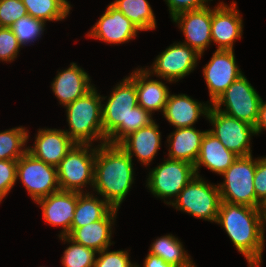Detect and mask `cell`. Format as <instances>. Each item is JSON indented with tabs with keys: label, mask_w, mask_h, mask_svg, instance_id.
<instances>
[{
	"label": "cell",
	"mask_w": 266,
	"mask_h": 267,
	"mask_svg": "<svg viewBox=\"0 0 266 267\" xmlns=\"http://www.w3.org/2000/svg\"><path fill=\"white\" fill-rule=\"evenodd\" d=\"M171 21L184 34L185 40L181 43L191 47L202 57L212 43L210 6L181 12L171 18Z\"/></svg>",
	"instance_id": "16"
},
{
	"label": "cell",
	"mask_w": 266,
	"mask_h": 267,
	"mask_svg": "<svg viewBox=\"0 0 266 267\" xmlns=\"http://www.w3.org/2000/svg\"><path fill=\"white\" fill-rule=\"evenodd\" d=\"M234 152L228 150L209 130L204 135L198 158L195 162V172L200 176L201 166L212 173L223 174L238 158Z\"/></svg>",
	"instance_id": "24"
},
{
	"label": "cell",
	"mask_w": 266,
	"mask_h": 267,
	"mask_svg": "<svg viewBox=\"0 0 266 267\" xmlns=\"http://www.w3.org/2000/svg\"><path fill=\"white\" fill-rule=\"evenodd\" d=\"M148 250L176 267H197L188 250H185L183 242L172 234L158 237Z\"/></svg>",
	"instance_id": "27"
},
{
	"label": "cell",
	"mask_w": 266,
	"mask_h": 267,
	"mask_svg": "<svg viewBox=\"0 0 266 267\" xmlns=\"http://www.w3.org/2000/svg\"><path fill=\"white\" fill-rule=\"evenodd\" d=\"M206 102L195 100L187 94L169 93L162 115L174 129L194 127L200 116L207 118L211 104Z\"/></svg>",
	"instance_id": "21"
},
{
	"label": "cell",
	"mask_w": 266,
	"mask_h": 267,
	"mask_svg": "<svg viewBox=\"0 0 266 267\" xmlns=\"http://www.w3.org/2000/svg\"><path fill=\"white\" fill-rule=\"evenodd\" d=\"M206 120L213 126L208 129L228 150L237 156L252 154L251 138L255 136V127L215 109L212 105Z\"/></svg>",
	"instance_id": "11"
},
{
	"label": "cell",
	"mask_w": 266,
	"mask_h": 267,
	"mask_svg": "<svg viewBox=\"0 0 266 267\" xmlns=\"http://www.w3.org/2000/svg\"><path fill=\"white\" fill-rule=\"evenodd\" d=\"M17 160H0V203L16 183Z\"/></svg>",
	"instance_id": "36"
},
{
	"label": "cell",
	"mask_w": 266,
	"mask_h": 267,
	"mask_svg": "<svg viewBox=\"0 0 266 267\" xmlns=\"http://www.w3.org/2000/svg\"><path fill=\"white\" fill-rule=\"evenodd\" d=\"M256 170V158L253 155L239 156L235 162L223 173L222 183L219 186L221 201L245 205L252 208H260L261 204L256 200L254 189V176Z\"/></svg>",
	"instance_id": "6"
},
{
	"label": "cell",
	"mask_w": 266,
	"mask_h": 267,
	"mask_svg": "<svg viewBox=\"0 0 266 267\" xmlns=\"http://www.w3.org/2000/svg\"><path fill=\"white\" fill-rule=\"evenodd\" d=\"M110 92L109 96H101L103 132L108 144H118L130 133L156 120L138 105L136 84L129 76L119 81Z\"/></svg>",
	"instance_id": "1"
},
{
	"label": "cell",
	"mask_w": 266,
	"mask_h": 267,
	"mask_svg": "<svg viewBox=\"0 0 266 267\" xmlns=\"http://www.w3.org/2000/svg\"><path fill=\"white\" fill-rule=\"evenodd\" d=\"M91 82L89 74L77 63L72 62L68 68L57 71L51 83V90L59 104L65 107L89 92L95 86Z\"/></svg>",
	"instance_id": "19"
},
{
	"label": "cell",
	"mask_w": 266,
	"mask_h": 267,
	"mask_svg": "<svg viewBox=\"0 0 266 267\" xmlns=\"http://www.w3.org/2000/svg\"><path fill=\"white\" fill-rule=\"evenodd\" d=\"M261 101V96L243 74L228 86L212 106L228 116L255 126Z\"/></svg>",
	"instance_id": "9"
},
{
	"label": "cell",
	"mask_w": 266,
	"mask_h": 267,
	"mask_svg": "<svg viewBox=\"0 0 266 267\" xmlns=\"http://www.w3.org/2000/svg\"><path fill=\"white\" fill-rule=\"evenodd\" d=\"M77 199L78 192L60 190L35 202L41 208L42 218L46 224L61 227L58 237L71 233Z\"/></svg>",
	"instance_id": "17"
},
{
	"label": "cell",
	"mask_w": 266,
	"mask_h": 267,
	"mask_svg": "<svg viewBox=\"0 0 266 267\" xmlns=\"http://www.w3.org/2000/svg\"><path fill=\"white\" fill-rule=\"evenodd\" d=\"M206 132L207 130L201 131L196 127L176 128L168 135L166 140L168 143L167 158L182 160L195 165Z\"/></svg>",
	"instance_id": "25"
},
{
	"label": "cell",
	"mask_w": 266,
	"mask_h": 267,
	"mask_svg": "<svg viewBox=\"0 0 266 267\" xmlns=\"http://www.w3.org/2000/svg\"><path fill=\"white\" fill-rule=\"evenodd\" d=\"M133 161L118 144L96 146L92 190L112 208L120 209L134 183Z\"/></svg>",
	"instance_id": "3"
},
{
	"label": "cell",
	"mask_w": 266,
	"mask_h": 267,
	"mask_svg": "<svg viewBox=\"0 0 266 267\" xmlns=\"http://www.w3.org/2000/svg\"><path fill=\"white\" fill-rule=\"evenodd\" d=\"M94 192H78L77 205L72 220L71 232L75 228L101 220L112 207Z\"/></svg>",
	"instance_id": "26"
},
{
	"label": "cell",
	"mask_w": 266,
	"mask_h": 267,
	"mask_svg": "<svg viewBox=\"0 0 266 267\" xmlns=\"http://www.w3.org/2000/svg\"><path fill=\"white\" fill-rule=\"evenodd\" d=\"M136 84V92L138 98V105L150 112L152 115L157 112L164 111L166 102L171 92L166 83L162 79H153L151 73L139 66L128 75Z\"/></svg>",
	"instance_id": "20"
},
{
	"label": "cell",
	"mask_w": 266,
	"mask_h": 267,
	"mask_svg": "<svg viewBox=\"0 0 266 267\" xmlns=\"http://www.w3.org/2000/svg\"><path fill=\"white\" fill-rule=\"evenodd\" d=\"M110 248L97 252L94 267H136L131 262L129 250L109 251Z\"/></svg>",
	"instance_id": "33"
},
{
	"label": "cell",
	"mask_w": 266,
	"mask_h": 267,
	"mask_svg": "<svg viewBox=\"0 0 266 267\" xmlns=\"http://www.w3.org/2000/svg\"><path fill=\"white\" fill-rule=\"evenodd\" d=\"M216 223L220 225L248 267H261L265 227L260 208L221 201Z\"/></svg>",
	"instance_id": "2"
},
{
	"label": "cell",
	"mask_w": 266,
	"mask_h": 267,
	"mask_svg": "<svg viewBox=\"0 0 266 267\" xmlns=\"http://www.w3.org/2000/svg\"><path fill=\"white\" fill-rule=\"evenodd\" d=\"M110 4L131 20L141 32L156 29V17L147 0H114Z\"/></svg>",
	"instance_id": "28"
},
{
	"label": "cell",
	"mask_w": 266,
	"mask_h": 267,
	"mask_svg": "<svg viewBox=\"0 0 266 267\" xmlns=\"http://www.w3.org/2000/svg\"><path fill=\"white\" fill-rule=\"evenodd\" d=\"M202 74L206 82L212 105L219 96L244 73L236 62L234 50H215L204 65Z\"/></svg>",
	"instance_id": "13"
},
{
	"label": "cell",
	"mask_w": 266,
	"mask_h": 267,
	"mask_svg": "<svg viewBox=\"0 0 266 267\" xmlns=\"http://www.w3.org/2000/svg\"><path fill=\"white\" fill-rule=\"evenodd\" d=\"M22 2L28 15L45 23L65 20L72 10L68 0H22Z\"/></svg>",
	"instance_id": "29"
},
{
	"label": "cell",
	"mask_w": 266,
	"mask_h": 267,
	"mask_svg": "<svg viewBox=\"0 0 266 267\" xmlns=\"http://www.w3.org/2000/svg\"><path fill=\"white\" fill-rule=\"evenodd\" d=\"M118 211L119 209L112 208L101 220L75 228L68 237L96 252L109 248L115 244L111 237Z\"/></svg>",
	"instance_id": "23"
},
{
	"label": "cell",
	"mask_w": 266,
	"mask_h": 267,
	"mask_svg": "<svg viewBox=\"0 0 266 267\" xmlns=\"http://www.w3.org/2000/svg\"><path fill=\"white\" fill-rule=\"evenodd\" d=\"M161 132L154 121L123 138L118 145L130 156L138 159L140 164L150 167L161 148Z\"/></svg>",
	"instance_id": "22"
},
{
	"label": "cell",
	"mask_w": 266,
	"mask_h": 267,
	"mask_svg": "<svg viewBox=\"0 0 266 267\" xmlns=\"http://www.w3.org/2000/svg\"><path fill=\"white\" fill-rule=\"evenodd\" d=\"M208 182L201 175H196L170 206L197 219L216 223L221 203L219 186Z\"/></svg>",
	"instance_id": "5"
},
{
	"label": "cell",
	"mask_w": 266,
	"mask_h": 267,
	"mask_svg": "<svg viewBox=\"0 0 266 267\" xmlns=\"http://www.w3.org/2000/svg\"><path fill=\"white\" fill-rule=\"evenodd\" d=\"M139 31L141 30L131 20L109 4L86 37L110 45H119L134 40Z\"/></svg>",
	"instance_id": "15"
},
{
	"label": "cell",
	"mask_w": 266,
	"mask_h": 267,
	"mask_svg": "<svg viewBox=\"0 0 266 267\" xmlns=\"http://www.w3.org/2000/svg\"><path fill=\"white\" fill-rule=\"evenodd\" d=\"M195 176V167L191 163L164 158L162 163L150 169L145 186L148 192L169 206Z\"/></svg>",
	"instance_id": "8"
},
{
	"label": "cell",
	"mask_w": 266,
	"mask_h": 267,
	"mask_svg": "<svg viewBox=\"0 0 266 267\" xmlns=\"http://www.w3.org/2000/svg\"><path fill=\"white\" fill-rule=\"evenodd\" d=\"M168 6L170 17L191 10H198L208 6L213 0H164Z\"/></svg>",
	"instance_id": "38"
},
{
	"label": "cell",
	"mask_w": 266,
	"mask_h": 267,
	"mask_svg": "<svg viewBox=\"0 0 266 267\" xmlns=\"http://www.w3.org/2000/svg\"><path fill=\"white\" fill-rule=\"evenodd\" d=\"M29 131L17 126L0 131V160H18L27 152Z\"/></svg>",
	"instance_id": "30"
},
{
	"label": "cell",
	"mask_w": 266,
	"mask_h": 267,
	"mask_svg": "<svg viewBox=\"0 0 266 267\" xmlns=\"http://www.w3.org/2000/svg\"><path fill=\"white\" fill-rule=\"evenodd\" d=\"M35 141L27 152L38 160L58 166L61 160L76 144L64 131L57 128H39Z\"/></svg>",
	"instance_id": "18"
},
{
	"label": "cell",
	"mask_w": 266,
	"mask_h": 267,
	"mask_svg": "<svg viewBox=\"0 0 266 267\" xmlns=\"http://www.w3.org/2000/svg\"><path fill=\"white\" fill-rule=\"evenodd\" d=\"M200 58L194 49L177 41L162 50L153 64L145 69L153 77L176 83L196 69Z\"/></svg>",
	"instance_id": "12"
},
{
	"label": "cell",
	"mask_w": 266,
	"mask_h": 267,
	"mask_svg": "<svg viewBox=\"0 0 266 267\" xmlns=\"http://www.w3.org/2000/svg\"><path fill=\"white\" fill-rule=\"evenodd\" d=\"M16 180L24 185L33 202L60 191L57 167L26 152L17 160Z\"/></svg>",
	"instance_id": "10"
},
{
	"label": "cell",
	"mask_w": 266,
	"mask_h": 267,
	"mask_svg": "<svg viewBox=\"0 0 266 267\" xmlns=\"http://www.w3.org/2000/svg\"><path fill=\"white\" fill-rule=\"evenodd\" d=\"M254 127L256 135H259L261 132L266 130V101L264 100L261 101L258 120Z\"/></svg>",
	"instance_id": "40"
},
{
	"label": "cell",
	"mask_w": 266,
	"mask_h": 267,
	"mask_svg": "<svg viewBox=\"0 0 266 267\" xmlns=\"http://www.w3.org/2000/svg\"><path fill=\"white\" fill-rule=\"evenodd\" d=\"M260 212H261L264 224L266 225V199L261 203Z\"/></svg>",
	"instance_id": "41"
},
{
	"label": "cell",
	"mask_w": 266,
	"mask_h": 267,
	"mask_svg": "<svg viewBox=\"0 0 266 267\" xmlns=\"http://www.w3.org/2000/svg\"><path fill=\"white\" fill-rule=\"evenodd\" d=\"M26 15L28 14L22 0H0V27H11Z\"/></svg>",
	"instance_id": "35"
},
{
	"label": "cell",
	"mask_w": 266,
	"mask_h": 267,
	"mask_svg": "<svg viewBox=\"0 0 266 267\" xmlns=\"http://www.w3.org/2000/svg\"><path fill=\"white\" fill-rule=\"evenodd\" d=\"M45 26L46 23L43 20L26 15L18 19L10 28L21 46L25 47L28 46L27 44H32L31 42L35 43L34 41L44 35Z\"/></svg>",
	"instance_id": "32"
},
{
	"label": "cell",
	"mask_w": 266,
	"mask_h": 267,
	"mask_svg": "<svg viewBox=\"0 0 266 267\" xmlns=\"http://www.w3.org/2000/svg\"><path fill=\"white\" fill-rule=\"evenodd\" d=\"M143 267H176L173 264L167 263L163 258L148 252L147 256L143 260ZM137 266L140 267V265Z\"/></svg>",
	"instance_id": "39"
},
{
	"label": "cell",
	"mask_w": 266,
	"mask_h": 267,
	"mask_svg": "<svg viewBox=\"0 0 266 267\" xmlns=\"http://www.w3.org/2000/svg\"><path fill=\"white\" fill-rule=\"evenodd\" d=\"M59 239L68 243L61 263L63 267H94L97 252L71 240L68 236H60Z\"/></svg>",
	"instance_id": "31"
},
{
	"label": "cell",
	"mask_w": 266,
	"mask_h": 267,
	"mask_svg": "<svg viewBox=\"0 0 266 267\" xmlns=\"http://www.w3.org/2000/svg\"><path fill=\"white\" fill-rule=\"evenodd\" d=\"M211 7V38L217 50H234V42L242 38L243 17L236 1L230 5L223 1Z\"/></svg>",
	"instance_id": "14"
},
{
	"label": "cell",
	"mask_w": 266,
	"mask_h": 267,
	"mask_svg": "<svg viewBox=\"0 0 266 267\" xmlns=\"http://www.w3.org/2000/svg\"><path fill=\"white\" fill-rule=\"evenodd\" d=\"M95 144H75L57 166L58 183L62 191L89 192L94 184Z\"/></svg>",
	"instance_id": "7"
},
{
	"label": "cell",
	"mask_w": 266,
	"mask_h": 267,
	"mask_svg": "<svg viewBox=\"0 0 266 267\" xmlns=\"http://www.w3.org/2000/svg\"><path fill=\"white\" fill-rule=\"evenodd\" d=\"M101 96L94 86L84 96L64 107L69 126L64 131L76 144L107 143L102 125Z\"/></svg>",
	"instance_id": "4"
},
{
	"label": "cell",
	"mask_w": 266,
	"mask_h": 267,
	"mask_svg": "<svg viewBox=\"0 0 266 267\" xmlns=\"http://www.w3.org/2000/svg\"><path fill=\"white\" fill-rule=\"evenodd\" d=\"M23 48L18 42L10 27H0V61L10 63L17 59L20 49Z\"/></svg>",
	"instance_id": "34"
},
{
	"label": "cell",
	"mask_w": 266,
	"mask_h": 267,
	"mask_svg": "<svg viewBox=\"0 0 266 267\" xmlns=\"http://www.w3.org/2000/svg\"><path fill=\"white\" fill-rule=\"evenodd\" d=\"M253 184L256 200L261 204L266 199V156L256 158V170Z\"/></svg>",
	"instance_id": "37"
}]
</instances>
